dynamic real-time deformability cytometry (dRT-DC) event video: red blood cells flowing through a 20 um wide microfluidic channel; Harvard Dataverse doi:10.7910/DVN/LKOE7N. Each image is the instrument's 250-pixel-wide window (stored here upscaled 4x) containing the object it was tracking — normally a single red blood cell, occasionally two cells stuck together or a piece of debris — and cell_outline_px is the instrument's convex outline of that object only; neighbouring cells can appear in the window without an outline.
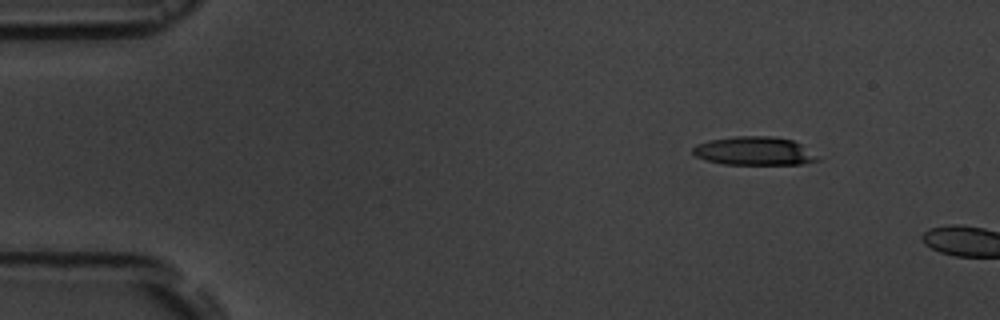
{"species": "common noctule bat (a hibernating species)", "species_latin": "Nyctalus noctula", "temperature_condition": "room temperature", "stored_images_in_passage": 2, "camera_frame_rate_fps": 3000, "um_per_image_px": 0.085, "animal": {"sex": "male", "body_mass_g": 19.5, "forearm_length_mm": 54.6}, "frame": {"image": 1, "passage_image": 1, "time_ms": 0.0, "image_size_px": [1000, 320], "cell_outline_px": [[820, 160], [804, 164], [724, 164], [704, 160], [696, 156], [692, 152], [692, 148], [696, 144], [708, 140], [736, 136], [772, 136], [792, 140], [800, 144], [816, 156]], "centroid_in_image_um": [64.06, 12.83], "position_along_channel_um": 20.9, "area_um2": 20.63}}